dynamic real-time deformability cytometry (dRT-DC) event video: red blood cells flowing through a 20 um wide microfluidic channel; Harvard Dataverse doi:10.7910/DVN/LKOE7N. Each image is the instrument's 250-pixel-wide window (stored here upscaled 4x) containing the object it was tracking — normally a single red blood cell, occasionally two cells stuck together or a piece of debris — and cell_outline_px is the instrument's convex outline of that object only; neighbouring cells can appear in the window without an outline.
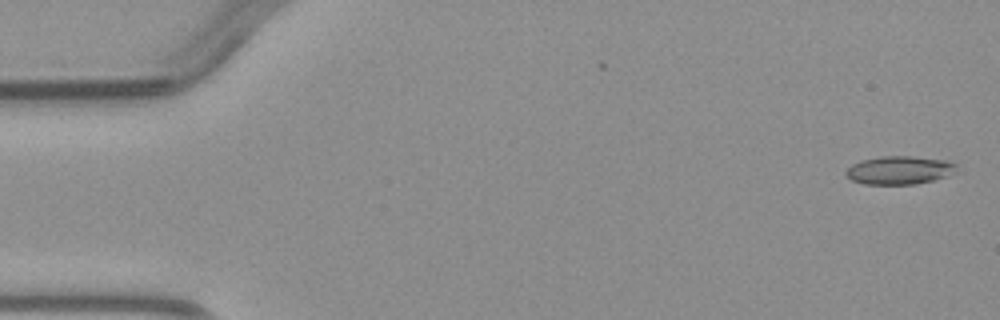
{"species": "common noctule bat (a hibernating species)", "species_latin": "Nyctalus noctula", "temperature_condition": "warm", "stored_images_in_passage": 4, "camera_frame_rate_fps": 3000, "um_per_image_px": 0.085, "animal": {"sex": "male", "body_mass_g": 23.1, "forearm_length_mm": 52.7}, "frame": {"image": 1, "passage_image": 1, "time_ms": 0.0, "image_size_px": [1000, 320], "cell_outline_px": [[964, 172], [916, 184], [864, 184], [852, 180], [844, 172], [852, 164], [860, 160], [880, 156], [912, 156], [944, 160], [956, 164]], "centroid_in_image_um": [76.53, 14.46], "position_along_channel_um": 8.5, "area_um2": 18.55}}
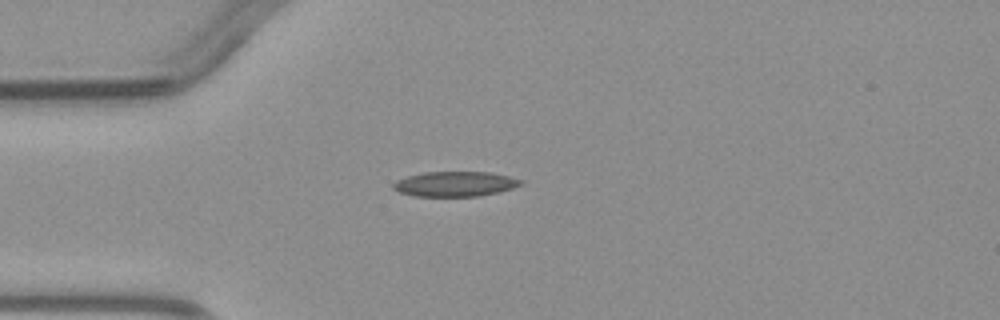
{"frame": {"image": 2, "passage_image": 4, "time_ms": 3.667, "image_size_px": [1000, 320], "cell_outline_px": [[524, 184], [512, 188], [480, 196], [416, 196], [400, 192], [392, 188], [392, 184], [396, 180], [408, 176], [424, 172], [492, 172], [524, 180]], "centroid_in_image_um": [38.69, 15.63], "position_along_channel_um": 46.3, "area_um2": 18.55}}